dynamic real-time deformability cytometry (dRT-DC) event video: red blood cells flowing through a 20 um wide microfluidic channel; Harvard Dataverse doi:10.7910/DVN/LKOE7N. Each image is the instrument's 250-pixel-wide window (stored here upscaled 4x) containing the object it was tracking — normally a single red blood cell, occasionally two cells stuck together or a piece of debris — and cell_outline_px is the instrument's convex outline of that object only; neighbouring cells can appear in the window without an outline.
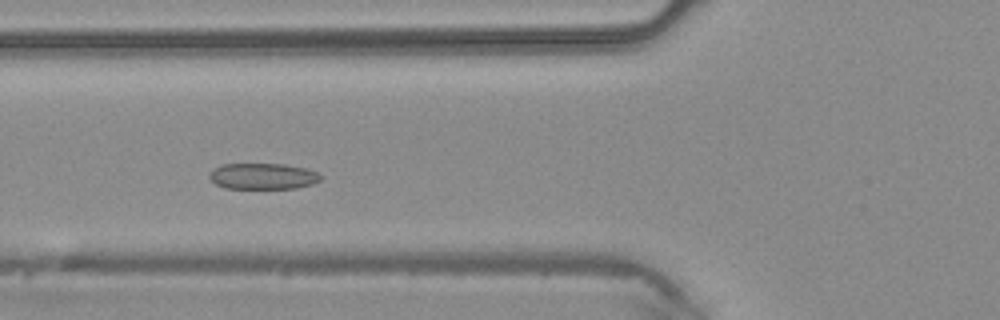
{"species": "common noctule bat (a hibernating species)", "species_latin": "Nyctalus noctula", "temperature_condition": "warm", "stored_images_in_passage": 39, "camera_frame_rate_fps": 3000, "um_per_image_px": 0.085, "animal": {"sex": "male", "body_mass_g": 20.4}, "frame": {"image": 1, "passage_image": 11, "time_ms": 3.333, "image_size_px": [1000, 320], "cell_outline_px": [[324, 176], [320, 180], [312, 184], [296, 188], [224, 188], [216, 184], [208, 176], [208, 172], [212, 168], [220, 164], [284, 164], [308, 168]], "centroid_in_image_um": [22.33, 14.97], "position_along_channel_um": 103.5, "area_um2": 17.11}}
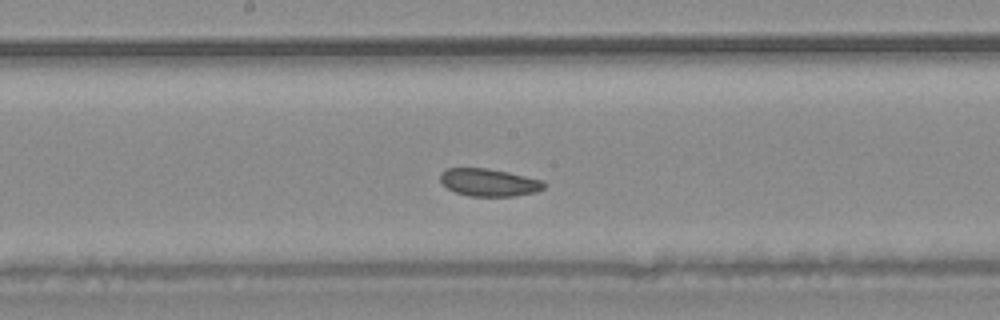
{"frame": {"image": 2, "passage_image": 18, "time_ms": 5.667, "image_size_px": [1000, 320], "cell_outline_px": [[544, 188], [536, 192], [516, 196], [468, 196], [456, 192], [448, 188], [440, 180], [440, 172], [448, 168], [488, 168], [508, 172], [544, 180]], "centroid_in_image_um": [41.57, 15.5], "position_along_channel_um": 206.6, "area_um2": 16.7}}
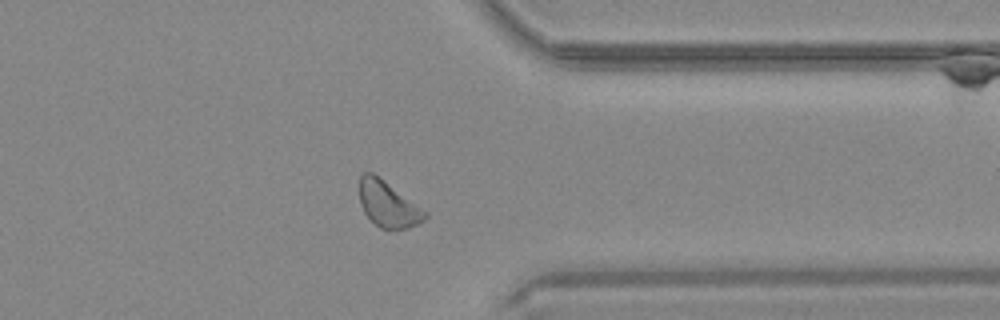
{"frame": {"image": 3, "passage_image": 30, "time_ms": 9.667, "image_size_px": [1000, 320], "cell_outline_px": [[428, 216], [420, 224], [408, 228], [380, 228], [364, 212], [360, 204], [360, 176], [364, 172], [372, 172], [428, 212]], "centroid_in_image_um": [33.0, 17.36], "position_along_channel_um": 378.4, "area_um2": 17.22}}